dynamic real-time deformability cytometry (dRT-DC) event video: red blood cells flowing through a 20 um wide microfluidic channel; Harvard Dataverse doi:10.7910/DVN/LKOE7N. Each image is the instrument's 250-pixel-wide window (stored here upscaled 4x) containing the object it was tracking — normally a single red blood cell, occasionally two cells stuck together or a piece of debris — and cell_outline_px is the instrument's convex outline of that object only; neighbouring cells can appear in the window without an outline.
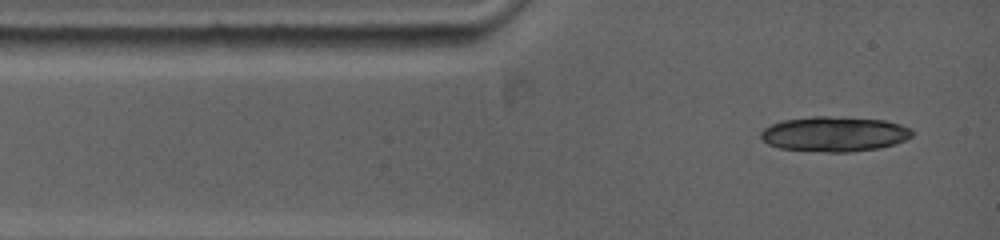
{"species": "common noctule bat (a hibernating species)", "species_latin": "Nyctalus noctula", "temperature_condition": "warm", "stored_images_in_passage": 2, "camera_frame_rate_fps": 5000, "um_per_image_px": 0.085, "animal": {"sex": "female", "body_mass_g": 19.0, "forearm_length_mm": 53.3}, "frame": {"image": 1, "passage_image": 1, "time_ms": 0.0, "image_size_px": [1000, 240], "cell_outline_px": [[912, 136], [896, 144], [880, 148], [848, 152], [824, 152], [780, 148], [768, 144], [760, 136], [760, 132], [764, 128], [772, 124], [784, 120], [812, 116], [828, 116], [884, 120], [900, 124], [912, 128]], "centroid_in_image_um": [70.93, 11.39], "position_along_channel_um": 14.1, "area_um2": 30.87}}